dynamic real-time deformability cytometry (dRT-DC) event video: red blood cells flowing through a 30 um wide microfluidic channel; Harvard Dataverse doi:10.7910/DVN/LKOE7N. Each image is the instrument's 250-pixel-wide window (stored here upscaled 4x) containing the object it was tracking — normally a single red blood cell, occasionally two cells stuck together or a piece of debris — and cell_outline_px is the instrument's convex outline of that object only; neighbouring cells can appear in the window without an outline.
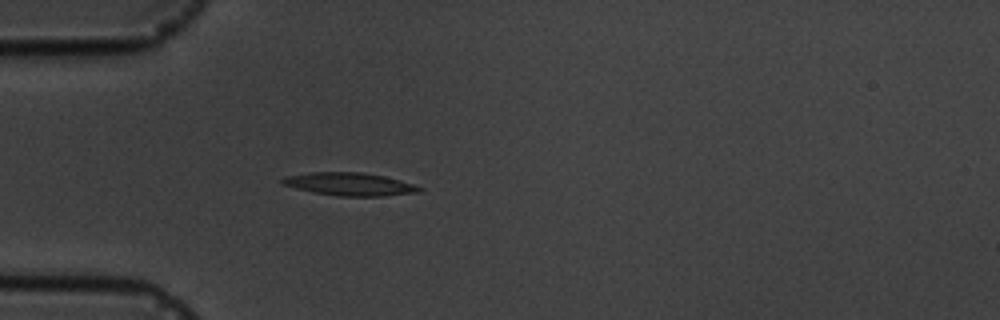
{"species": "common noctule bat (a hibernating species)", "species_latin": "Nyctalus noctula", "temperature_condition": "cold", "stored_images_in_passage": 4, "camera_frame_rate_fps": 3000, "um_per_image_px": 0.085, "animal": {"sex": "male", "body_mass_g": 19.5, "forearm_length_mm": 54.6}, "frame": {"image": 1, "passage_image": 4, "time_ms": 3.333, "image_size_px": [1000, 320], "cell_outline_px": [[424, 188], [420, 192], [384, 196], [336, 196], [312, 192], [280, 184], [280, 180], [284, 176], [308, 172], [364, 172], [384, 176], [400, 180]], "centroid_in_image_um": [29.68, 15.65], "position_along_channel_um": 55.3, "area_um2": 18.5}}